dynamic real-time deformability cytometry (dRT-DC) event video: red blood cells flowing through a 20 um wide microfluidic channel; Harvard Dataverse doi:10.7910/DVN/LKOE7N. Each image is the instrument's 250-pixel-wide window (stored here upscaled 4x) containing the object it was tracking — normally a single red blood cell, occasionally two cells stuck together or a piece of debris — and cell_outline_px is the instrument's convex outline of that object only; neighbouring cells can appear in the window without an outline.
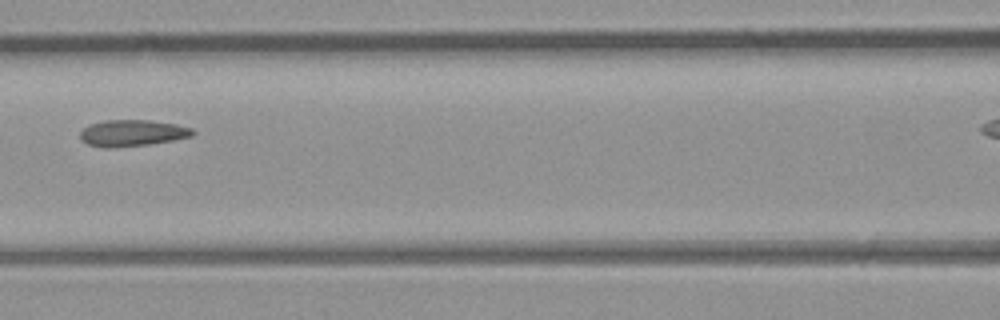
{"species": "common noctule bat (a hibernating species)", "species_latin": "Nyctalus noctula", "temperature_condition": "room temperature", "stored_images_in_passage": 6, "segment_of_instrument_passage": [1, 2], "camera_frame_rate_fps": 3000, "um_per_image_px": 0.085, "animal": {"sex": "male", "body_mass_g": 23.1, "forearm_length_mm": 52.7}, "frame": {"image": 1, "passage_image": 5, "time_ms": 1.333, "image_size_px": [1000, 320], "cell_outline_px": [[196, 132], [192, 136], [172, 140], [148, 144], [116, 148], [100, 148], [88, 144], [80, 140], [80, 132], [88, 124], [104, 120], [148, 120], [176, 124], [192, 128]], "centroid_in_image_um": [11.2, 11.31], "position_along_channel_um": 155.4, "area_um2": 17.51}}